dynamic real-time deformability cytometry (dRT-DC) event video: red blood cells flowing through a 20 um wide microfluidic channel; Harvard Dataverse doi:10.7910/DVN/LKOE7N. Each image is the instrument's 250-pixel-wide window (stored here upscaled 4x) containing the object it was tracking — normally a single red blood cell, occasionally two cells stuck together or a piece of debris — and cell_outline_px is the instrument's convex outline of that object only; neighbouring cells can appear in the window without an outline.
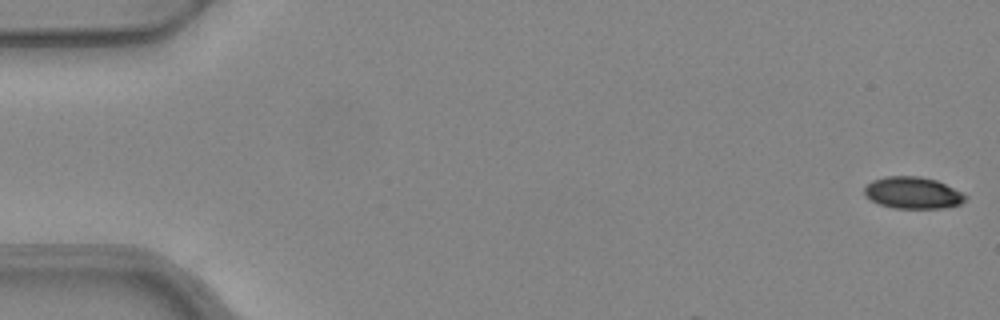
{"species": "common noctule bat (a hibernating species)", "species_latin": "Nyctalus noctula", "temperature_condition": "warm", "stored_images_in_passage": 4, "camera_frame_rate_fps": 3000, "um_per_image_px": 0.085, "animal": {"sex": "female", "body_mass_g": 24.6, "forearm_length_mm": 56.2}, "frame": {"image": 1, "passage_image": 1, "time_ms": 0.0, "image_size_px": [1000, 320], "cell_outline_px": [[968, 196], [960, 204], [944, 208], [892, 208], [880, 204], [872, 200], [864, 192], [864, 188], [872, 180], [884, 176], [920, 176], [936, 180]], "centroid_in_image_um": [77.58, 16.38], "position_along_channel_um": 7.4, "area_um2": 18.5}}